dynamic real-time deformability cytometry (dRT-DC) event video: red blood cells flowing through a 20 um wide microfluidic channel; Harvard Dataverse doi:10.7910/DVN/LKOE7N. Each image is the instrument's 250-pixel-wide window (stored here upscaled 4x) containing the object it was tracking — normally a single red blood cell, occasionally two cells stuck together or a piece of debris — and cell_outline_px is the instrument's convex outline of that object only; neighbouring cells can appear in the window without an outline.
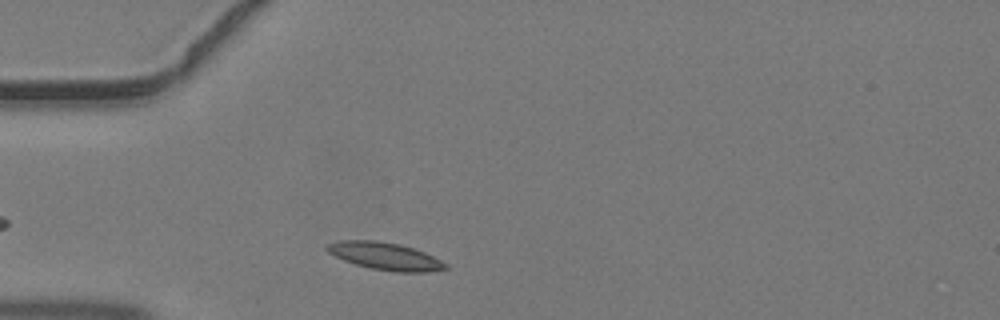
{"species": "common noctule bat (a hibernating species)", "species_latin": "Nyctalus noctula", "temperature_condition": "warm", "stored_images_in_passage": 27, "camera_frame_rate_fps": 3000, "um_per_image_px": 0.085, "animal": {"sex": "male", "body_mass_g": 19.2, "forearm_length_mm": 51.8}, "frame": {"image": 1, "passage_image": 1, "time_ms": 0.0, "image_size_px": [1000, 320], "cell_outline_px": [[448, 268], [428, 272], [396, 272], [372, 268], [356, 264], [344, 260], [328, 252], [324, 248], [328, 244], [336, 240], [376, 240], [400, 244], [424, 252], [448, 264]], "centroid_in_image_um": [32.72, 21.76], "position_along_channel_um": 52.3, "area_um2": 18.84}}
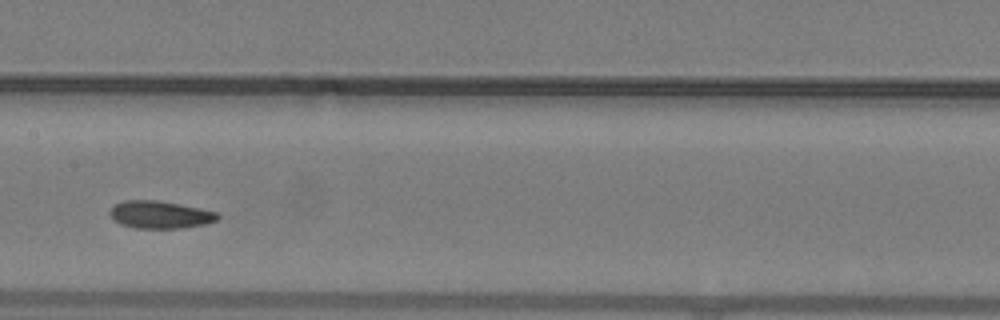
{"frame": {"image": 2, "passage_image": 11, "time_ms": 3.333, "image_size_px": [1000, 320], "cell_outline_px": [[220, 216], [216, 220], [204, 224], [180, 228], [136, 228], [120, 224], [112, 220], [108, 212], [116, 204], [124, 200], [156, 200], [200, 208], [216, 212]], "centroid_in_image_um": [13.56, 18.25], "position_along_channel_um": 193.8, "area_um2": 17.17}}
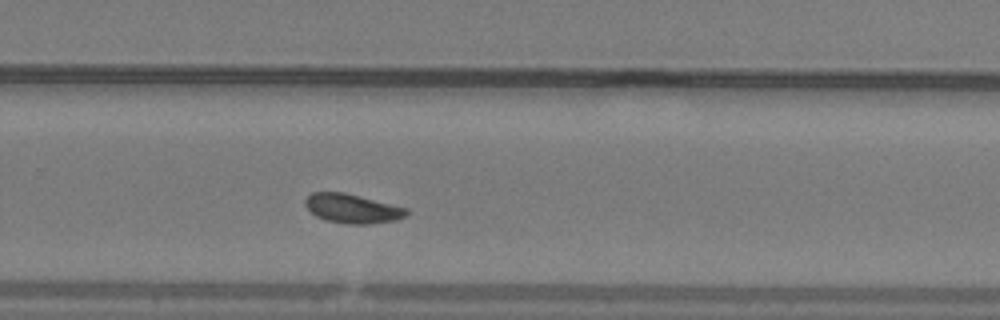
{"frame": {"image": 3, "passage_image": 18, "time_ms": 5.667, "image_size_px": [1000, 320], "cell_outline_px": [[408, 216], [396, 220], [372, 224], [348, 224], [328, 220], [316, 216], [304, 204], [304, 200], [312, 192], [344, 192], [408, 208]], "centroid_in_image_um": [29.98, 17.73], "position_along_channel_um": 299.8, "area_um2": 17.22}}